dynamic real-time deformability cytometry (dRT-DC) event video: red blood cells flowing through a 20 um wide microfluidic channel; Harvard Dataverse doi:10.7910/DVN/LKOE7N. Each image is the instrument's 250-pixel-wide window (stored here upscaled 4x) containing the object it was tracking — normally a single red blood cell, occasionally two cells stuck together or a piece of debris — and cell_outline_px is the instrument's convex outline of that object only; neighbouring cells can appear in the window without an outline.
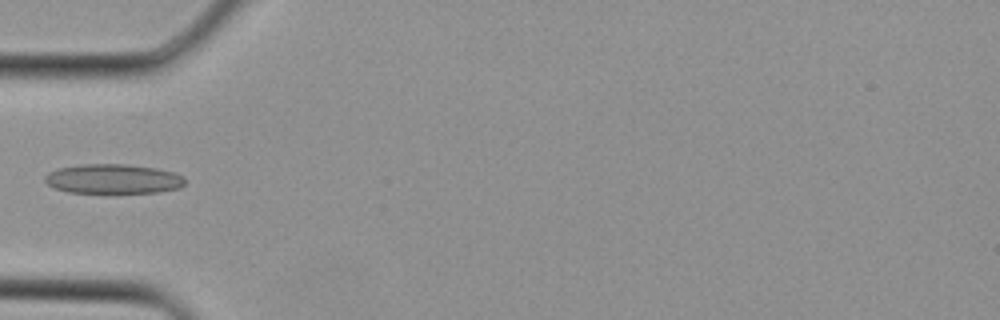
{"species": "Egyptian fruit bat (a non-hibernating species)", "species_latin": "Rousettus aegyptiacus", "temperature_condition": "cold", "stored_images_in_passage": 2, "camera_frame_rate_fps": 3000, "um_per_image_px": 0.085, "animal": {"sex": "female"}, "frame": {"image": 1, "passage_image": 2, "time_ms": 0.333, "image_size_px": [1000, 320], "cell_outline_px": [[184, 184], [180, 188], [160, 192], [68, 192], [52, 188], [44, 180], [44, 176], [48, 172], [60, 168], [84, 164], [124, 164], [156, 168], [172, 172], [184, 176]], "centroid_in_image_um": [9.61, 15.2], "position_along_channel_um": 75.4, "area_um2": 23.99}}